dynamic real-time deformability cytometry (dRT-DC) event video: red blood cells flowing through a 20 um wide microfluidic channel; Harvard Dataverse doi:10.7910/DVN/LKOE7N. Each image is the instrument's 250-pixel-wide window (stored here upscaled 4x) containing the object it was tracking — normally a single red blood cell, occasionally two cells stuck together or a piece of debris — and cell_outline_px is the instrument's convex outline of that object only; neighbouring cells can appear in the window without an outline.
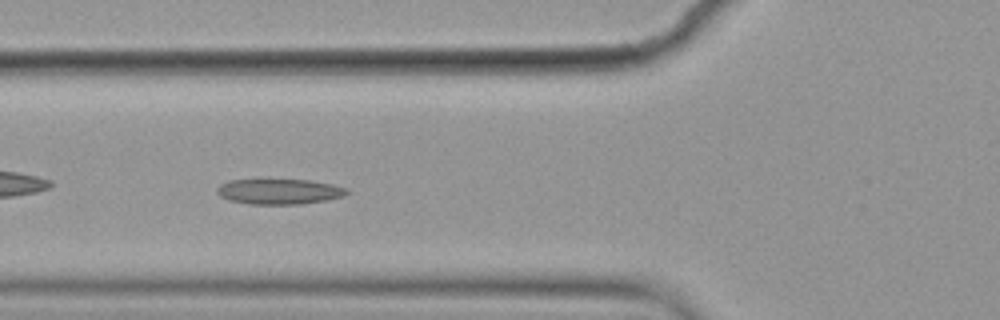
{"species": "common noctule bat (a hibernating species)", "species_latin": "Nyctalus noctula", "temperature_condition": "cold", "stored_images_in_passage": 42, "camera_frame_rate_fps": 3000, "um_per_image_px": 0.085, "animal": {"sex": "female", "body_mass_g": 19.9}, "frame": {"image": 1, "passage_image": 6, "time_ms": 1.667, "image_size_px": [1000, 320], "cell_outline_px": [[352, 192], [344, 196], [328, 200], [300, 204], [248, 204], [228, 200], [220, 196], [216, 192], [216, 188], [220, 184], [228, 180], [308, 180], [332, 184], [348, 188]], "centroid_in_image_um": [23.76, 16.28], "position_along_channel_um": 102.0, "area_um2": 19.36}}
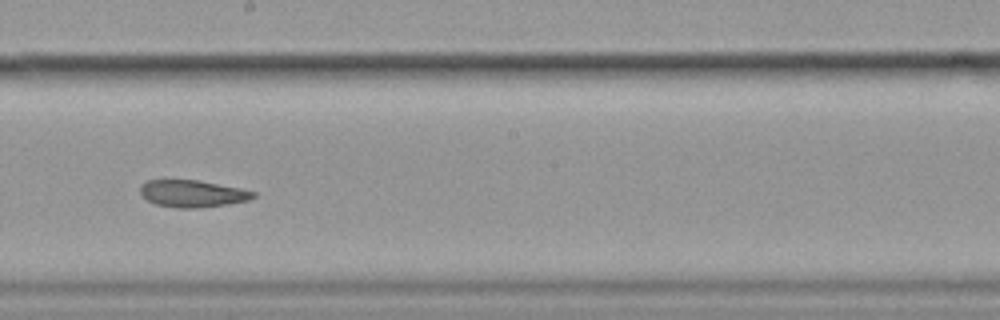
{"frame": {"image": 2, "passage_image": 17, "time_ms": 5.333, "image_size_px": [1000, 320], "cell_outline_px": [[256, 196], [248, 200], [228, 204], [196, 208], [180, 208], [156, 204], [140, 196], [140, 184], [148, 180], [196, 180], [240, 188], [256, 192]], "centroid_in_image_um": [16.33, 16.45], "position_along_channel_um": 231.9, "area_um2": 17.74}}
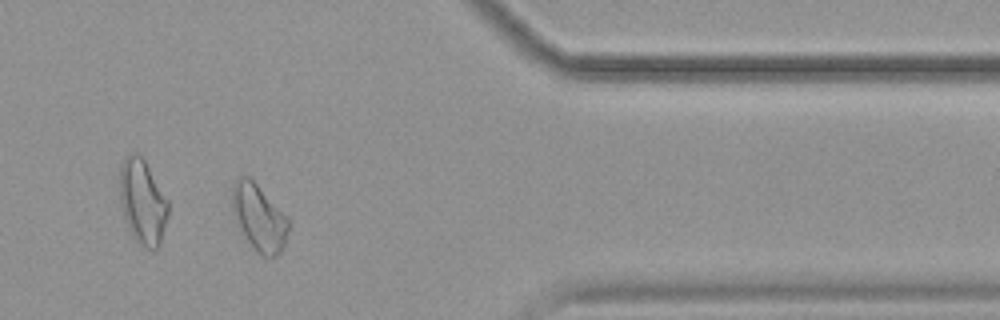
{"frame": {"image": 3, "passage_image": 32, "time_ms": 10.333, "image_size_px": [1000, 320], "cell_outline_px": [[292, 224], [284, 244], [280, 252], [272, 260], [256, 252], [252, 248], [232, 208], [232, 184], [240, 176], [248, 176], [288, 216]], "centroid_in_image_um": [22.08, 18.52], "position_along_channel_um": 389.3, "area_um2": 21.68}, "authors_computed_cell_mechanics": {"area_um2": 19.3341, "velocity_mm_per_s": 3.5396, "shape_relaxation_time_tau1_ms": null, "shape_relaxation_time_tau2_ms": 5.5305, "deformation_change_tau1": null, "deformation_change_tau2": 0.1152}}